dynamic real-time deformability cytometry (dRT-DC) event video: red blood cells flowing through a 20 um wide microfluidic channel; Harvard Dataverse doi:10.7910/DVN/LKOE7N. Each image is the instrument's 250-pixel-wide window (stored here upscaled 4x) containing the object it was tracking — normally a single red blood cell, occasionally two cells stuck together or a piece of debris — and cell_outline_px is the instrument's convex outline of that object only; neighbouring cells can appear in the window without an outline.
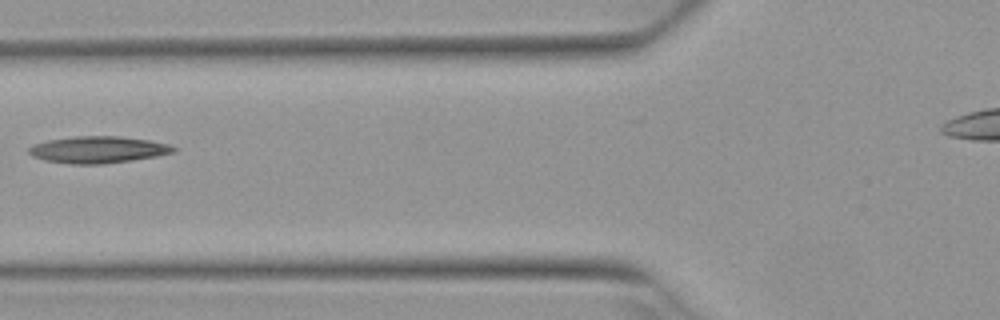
{"species": "Egyptian fruit bat (a non-hibernating species)", "species_latin": "Rousettus aegyptiacus", "temperature_condition": "warm", "stored_images_in_passage": 6, "camera_frame_rate_fps": 3000, "um_per_image_px": 0.085, "animal": {"sex": "female"}, "frame": {"image": 1, "passage_image": 5, "time_ms": 1.333, "image_size_px": [1000, 320], "cell_outline_px": [[180, 148], [176, 152], [156, 156], [132, 160], [104, 164], [72, 164], [44, 160], [32, 156], [28, 152], [28, 148], [36, 144], [48, 140], [76, 136], [120, 136], [148, 140], [172, 144]], "centroid_in_image_um": [8.4, 12.72], "position_along_channel_um": 117.4, "area_um2": 22.72}}
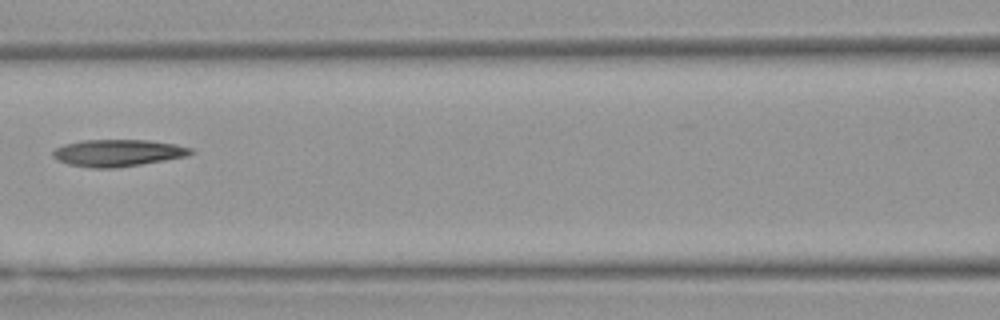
{"frame": {"image": 2, "passage_image": 6, "time_ms": 1.667, "image_size_px": [1000, 320], "cell_outline_px": [[196, 152], [188, 156], [116, 168], [92, 168], [68, 164], [56, 160], [52, 156], [52, 152], [56, 148], [64, 144], [84, 140], [148, 140], [176, 144], [192, 148]], "centroid_in_image_um": [10.02, 13.0], "position_along_channel_um": 156.6, "area_um2": 21.73}}